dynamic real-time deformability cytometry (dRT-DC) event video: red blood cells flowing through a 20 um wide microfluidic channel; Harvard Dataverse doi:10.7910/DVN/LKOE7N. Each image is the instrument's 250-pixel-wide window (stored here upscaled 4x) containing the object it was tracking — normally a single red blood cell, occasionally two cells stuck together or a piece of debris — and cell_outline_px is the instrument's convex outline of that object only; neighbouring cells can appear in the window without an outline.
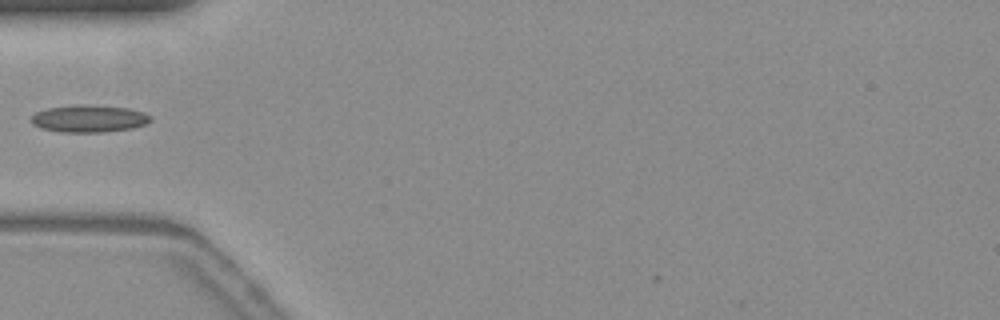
{"species": "common noctule bat (a hibernating species)", "species_latin": "Nyctalus noctula", "temperature_condition": "warm", "stored_images_in_passage": 25, "camera_frame_rate_fps": 3000, "um_per_image_px": 0.085, "animal": {"sex": "female", "body_mass_g": 19.3, "forearm_length_mm": 54.1}, "frame": {"image": 1, "passage_image": 1, "time_ms": 0.0, "image_size_px": [1000, 320], "cell_outline_px": [[152, 120], [148, 124], [132, 128], [104, 132], [60, 132], [40, 128], [32, 124], [28, 120], [36, 112], [48, 108], [76, 104], [92, 104], [128, 108], [144, 112], [152, 116]], "centroid_in_image_um": [7.57, 10.07], "position_along_channel_um": 77.4, "area_um2": 19.36}}
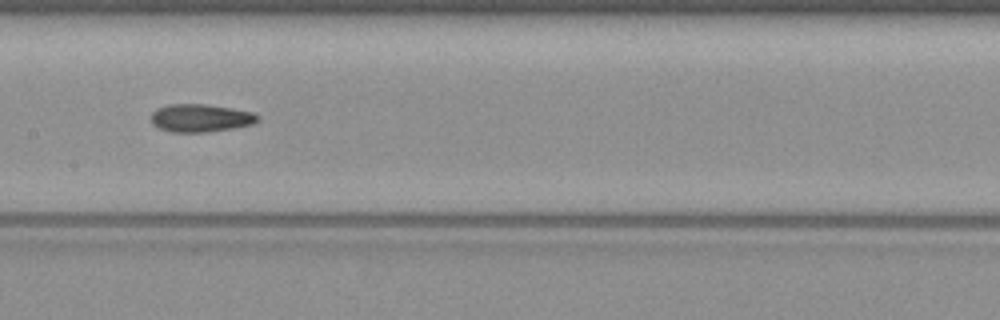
{"frame": {"image": 2, "passage_image": 10, "time_ms": 3.0, "image_size_px": [1000, 320], "cell_outline_px": [[260, 120], [252, 124], [232, 128], [204, 132], [172, 132], [160, 128], [152, 124], [152, 112], [156, 108], [168, 104], [204, 104], [252, 112], [260, 116]], "centroid_in_image_um": [17.03, 10.03], "position_along_channel_um": 190.4, "area_um2": 17.17}}
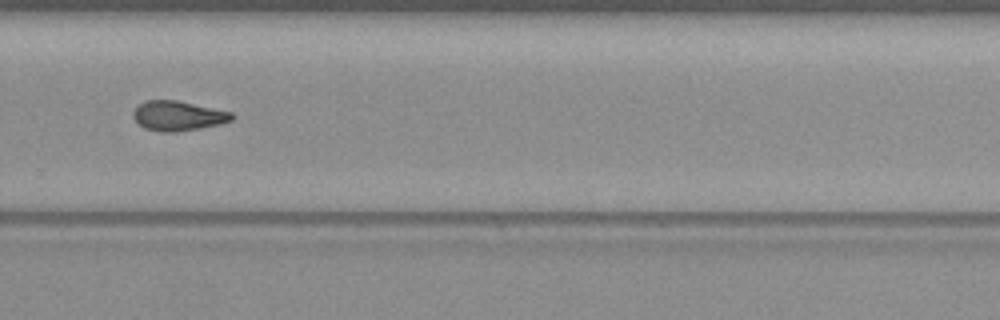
{"frame": {"image": 3, "passage_image": 20, "time_ms": 6.333, "image_size_px": [1000, 320], "cell_outline_px": [[232, 120], [220, 124], [200, 128], [176, 132], [160, 132], [144, 128], [132, 116], [132, 112], [144, 100], [176, 100], [232, 112]], "centroid_in_image_um": [15.11, 9.85], "position_along_channel_um": 314.7, "area_um2": 16.99}}